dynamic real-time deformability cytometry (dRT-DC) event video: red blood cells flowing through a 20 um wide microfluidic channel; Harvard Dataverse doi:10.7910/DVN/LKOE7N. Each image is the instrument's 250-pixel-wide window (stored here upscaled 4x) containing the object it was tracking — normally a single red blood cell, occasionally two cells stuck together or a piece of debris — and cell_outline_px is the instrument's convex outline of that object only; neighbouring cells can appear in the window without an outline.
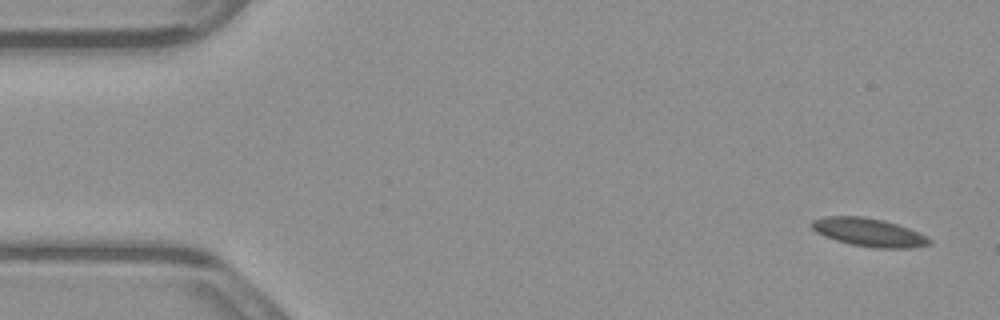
{"species": "common noctule bat (a hibernating species)", "species_latin": "Nyctalus noctula", "temperature_condition": "warm", "stored_images_in_passage": 52, "camera_frame_rate_fps": 3000, "um_per_image_px": 0.085, "animal": {"sex": "male", "body_mass_g": 23.1, "forearm_length_mm": 52.7}, "frame": {"image": 1, "passage_image": 1, "time_ms": 0.0, "image_size_px": [1000, 320], "cell_outline_px": [[932, 244], [912, 248], [872, 248], [852, 244], [836, 240], [824, 236], [816, 232], [812, 228], [812, 220], [828, 216], [860, 216], [884, 220], [908, 228], [932, 240]], "centroid_in_image_um": [73.85, 19.75], "position_along_channel_um": 11.2, "area_um2": 19.19}}
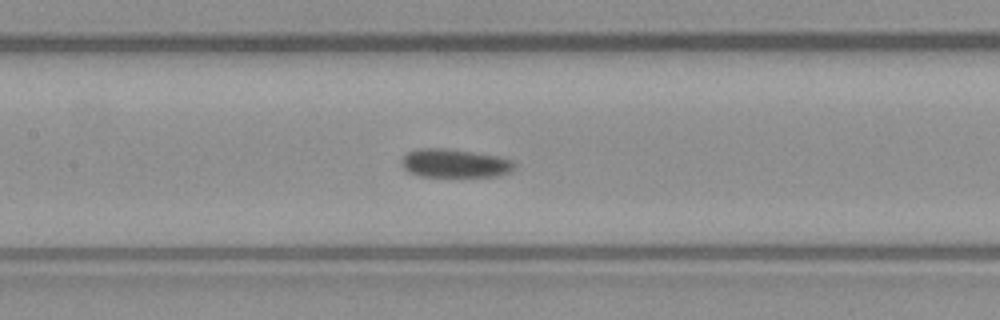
{"frame": {"image": 2, "passage_image": 23, "time_ms": 7.333, "image_size_px": [1000, 320], "cell_outline_px": [[516, 168], [500, 176], [420, 176], [408, 172], [404, 168], [400, 160], [404, 152], [416, 148], [448, 148], [496, 156], [512, 160], [516, 164]], "centroid_in_image_um": [38.6, 13.87], "position_along_channel_um": 168.8, "area_um2": 18.96}}
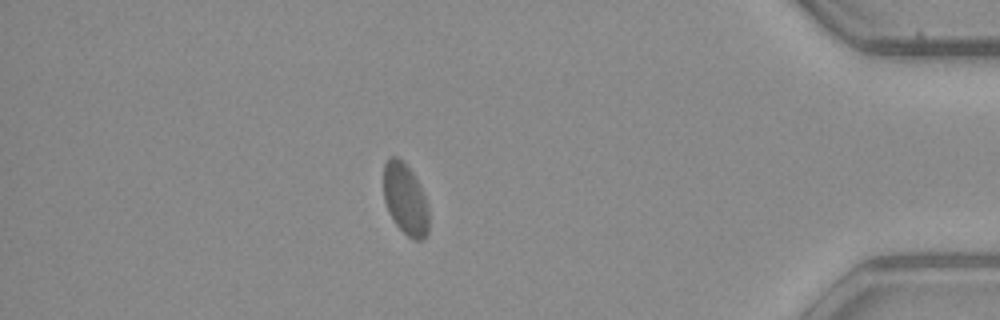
{"frame": {"image": 3, "passage_image": 45, "time_ms": 14.667, "image_size_px": [1000, 320], "cell_outline_px": [[428, 232], [424, 240], [412, 240], [396, 224], [388, 212], [384, 200], [384, 164], [388, 156], [396, 156], [412, 172], [424, 196], [428, 208]], "centroid_in_image_um": [34.44, 16.96], "position_along_channel_um": 400.8, "area_um2": 18.61}}